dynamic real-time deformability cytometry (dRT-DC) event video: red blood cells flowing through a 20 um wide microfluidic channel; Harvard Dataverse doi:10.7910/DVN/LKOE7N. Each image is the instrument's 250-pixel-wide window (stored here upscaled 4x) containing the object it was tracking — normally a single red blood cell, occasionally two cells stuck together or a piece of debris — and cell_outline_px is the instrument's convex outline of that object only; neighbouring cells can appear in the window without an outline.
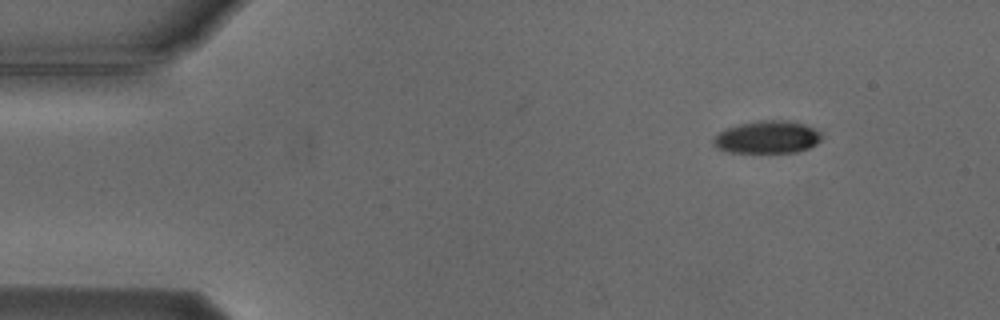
{"species": "Egyptian fruit bat (a non-hibernating species)", "species_latin": "Rousettus aegyptiacus", "temperature_condition": "cold", "stored_images_in_passage": 6, "camera_frame_rate_fps": 3000, "um_per_image_px": 0.085, "animal": {"sex": "male"}, "frame": {"image": 1, "passage_image": 1, "time_ms": 0.0, "image_size_px": [1000, 320], "cell_outline_px": [[824, 136], [816, 144], [808, 148], [796, 152], [728, 152], [716, 148], [712, 144], [712, 140], [720, 132], [728, 128], [740, 124], [760, 120], [788, 120], [804, 124], [820, 132]], "centroid_in_image_um": [65.23, 11.66], "position_along_channel_um": 19.8, "area_um2": 20.46}}
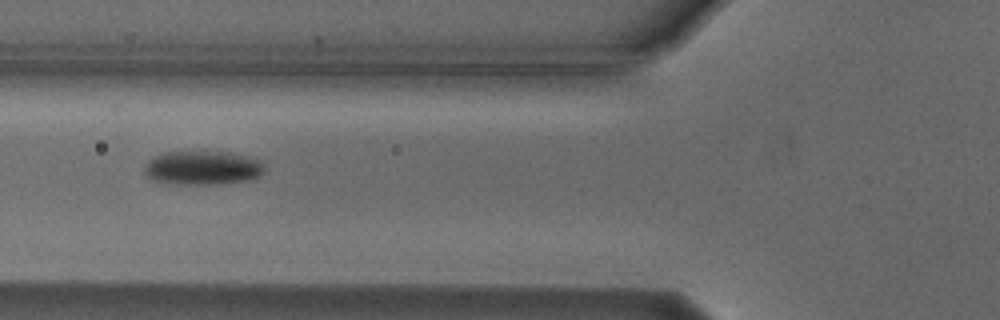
{"frame": {"image": 2, "passage_image": 5, "time_ms": 4.667, "image_size_px": [1000, 320], "cell_outline_px": [[264, 168], [260, 176], [248, 180], [208, 184], [176, 184], [148, 180], [144, 172], [144, 164], [152, 156], [160, 152], [204, 148], [232, 152], [248, 156], [260, 160]], "centroid_in_image_um": [17.13, 14.2], "position_along_channel_um": 108.7, "area_um2": 25.03}}
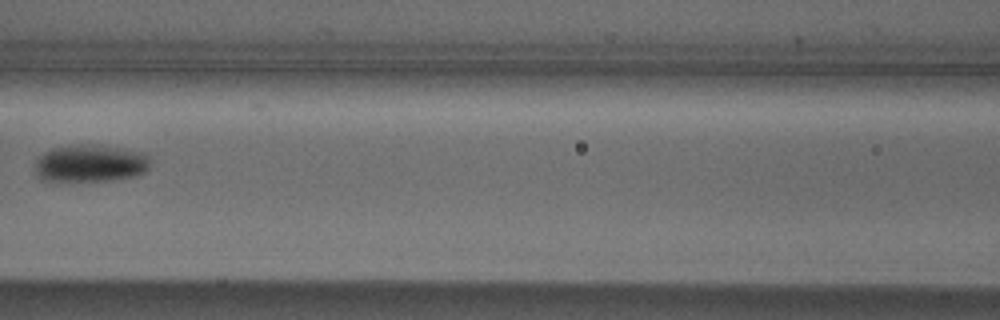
{"frame": {"image": 3, "passage_image": 6, "time_ms": 6.0, "image_size_px": [1000, 320], "cell_outline_px": [[152, 160], [148, 168], [144, 172], [136, 176], [108, 180], [44, 180], [36, 172], [36, 160], [44, 152], [52, 148], [68, 144], [100, 144], [148, 152]], "centroid_in_image_um": [7.76, 13.83], "position_along_channel_um": 158.8, "area_um2": 25.43}}